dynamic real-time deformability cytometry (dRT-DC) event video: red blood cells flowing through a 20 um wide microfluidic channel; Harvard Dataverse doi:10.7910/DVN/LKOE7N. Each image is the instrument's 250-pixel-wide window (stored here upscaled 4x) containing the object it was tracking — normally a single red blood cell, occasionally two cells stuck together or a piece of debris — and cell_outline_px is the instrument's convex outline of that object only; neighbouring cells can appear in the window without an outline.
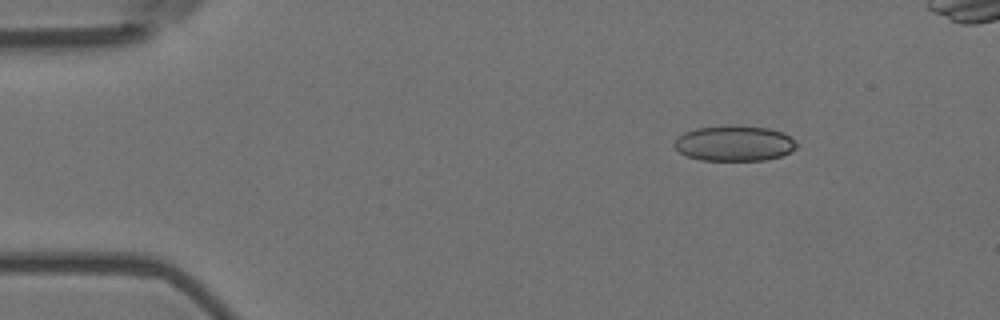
{"species": "Egyptian fruit bat (a non-hibernating species)", "species_latin": "Rousettus aegyptiacus", "temperature_condition": "room temperature", "stored_images_in_passage": 8, "camera_frame_rate_fps": 3000, "um_per_image_px": 0.085, "animal": {"sex": "female"}, "frame": {"image": 1, "passage_image": 1, "time_ms": 0.0, "image_size_px": [1000, 320], "cell_outline_px": [[796, 148], [780, 156], [764, 160], [700, 160], [688, 156], [680, 152], [672, 144], [676, 136], [684, 132], [696, 128], [724, 124], [740, 124], [768, 128], [784, 132], [796, 144]], "centroid_in_image_um": [62.36, 12.15], "position_along_channel_um": 22.6, "area_um2": 25.61}}